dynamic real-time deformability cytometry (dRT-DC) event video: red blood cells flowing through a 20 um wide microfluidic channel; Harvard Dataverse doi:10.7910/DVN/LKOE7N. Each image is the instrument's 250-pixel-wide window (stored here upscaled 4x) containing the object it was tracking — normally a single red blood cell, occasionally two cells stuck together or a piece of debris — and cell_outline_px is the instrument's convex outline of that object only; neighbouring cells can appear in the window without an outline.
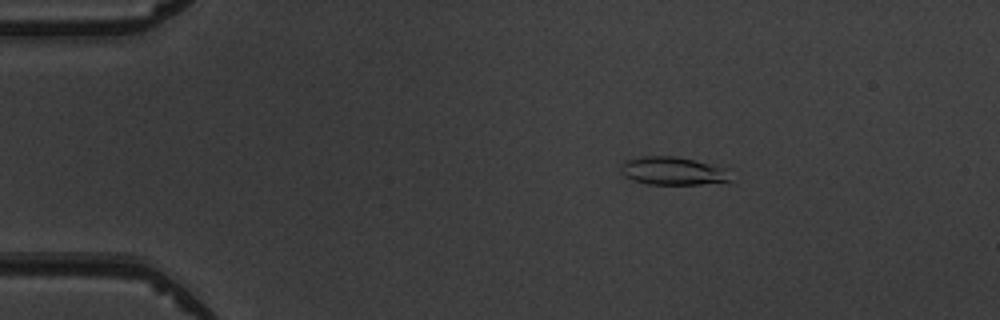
{"species": "common noctule bat (a hibernating species)", "species_latin": "Nyctalus noctula", "temperature_condition": "warm", "stored_images_in_passage": 3, "camera_frame_rate_fps": 3000, "um_per_image_px": 0.085, "animal": {"sex": "male", "body_mass_g": 19.5, "forearm_length_mm": 54.6}, "frame": {"image": 1, "passage_image": 1, "time_ms": 0.0, "image_size_px": [1000, 320], "cell_outline_px": [[728, 180], [700, 184], [648, 184], [632, 180], [624, 176], [620, 172], [620, 164], [624, 160], [640, 156], [676, 156], [696, 160], [724, 168]], "centroid_in_image_um": [57.04, 14.51], "position_along_channel_um": 28.0, "area_um2": 17.74}}